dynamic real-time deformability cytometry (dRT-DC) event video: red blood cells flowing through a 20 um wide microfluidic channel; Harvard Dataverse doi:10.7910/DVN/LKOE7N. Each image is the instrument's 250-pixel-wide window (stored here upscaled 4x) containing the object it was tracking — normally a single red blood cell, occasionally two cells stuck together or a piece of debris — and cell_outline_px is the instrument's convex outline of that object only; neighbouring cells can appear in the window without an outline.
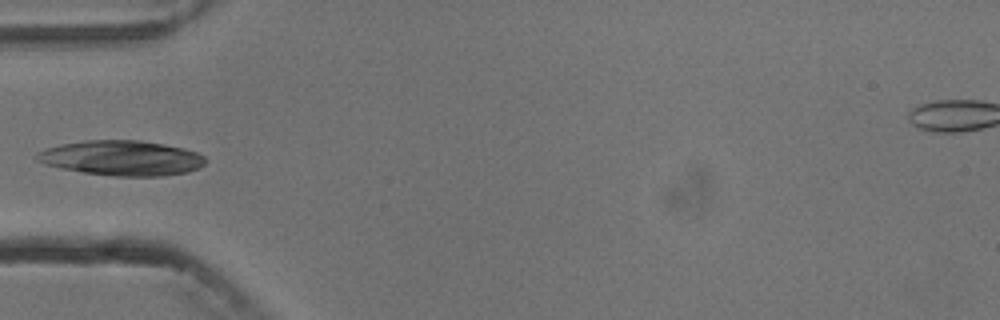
{"species": "common noctule bat (a hibernating species)", "species_latin": "Nyctalus noctula", "temperature_condition": "cold", "stored_images_in_passage": 6, "camera_frame_rate_fps": 3000, "um_per_image_px": 0.085, "animal": {"sex": "male", "body_mass_g": 13.3}, "frame": {"image": 1, "passage_image": 5, "time_ms": 4.667, "image_size_px": [1000, 320], "cell_outline_px": [[208, 160], [200, 168], [188, 172], [160, 176], [116, 176], [84, 172], [60, 168], [44, 164], [36, 160], [36, 152], [44, 148], [60, 144], [84, 140], [140, 140], [164, 144], [184, 148], [196, 152], [204, 156]], "centroid_in_image_um": [10.34, 13.42], "position_along_channel_um": 74.7, "area_um2": 34.62}}
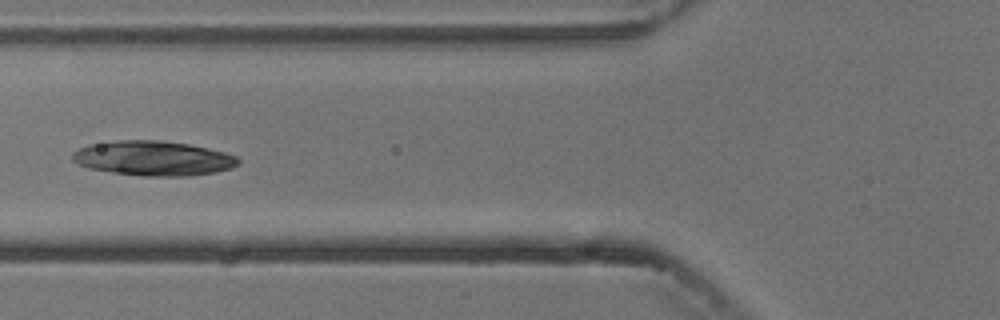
{"frame": {"image": 2, "passage_image": 6, "time_ms": 5.667, "image_size_px": [1000, 320], "cell_outline_px": [[240, 164], [232, 168], [216, 172], [188, 176], [144, 176], [112, 172], [88, 168], [76, 164], [72, 160], [72, 152], [88, 144], [116, 140], [160, 140], [188, 144], [208, 148], [224, 152], [236, 156], [240, 160]], "centroid_in_image_um": [13.02, 13.45], "position_along_channel_um": 112.8, "area_um2": 33.76}}